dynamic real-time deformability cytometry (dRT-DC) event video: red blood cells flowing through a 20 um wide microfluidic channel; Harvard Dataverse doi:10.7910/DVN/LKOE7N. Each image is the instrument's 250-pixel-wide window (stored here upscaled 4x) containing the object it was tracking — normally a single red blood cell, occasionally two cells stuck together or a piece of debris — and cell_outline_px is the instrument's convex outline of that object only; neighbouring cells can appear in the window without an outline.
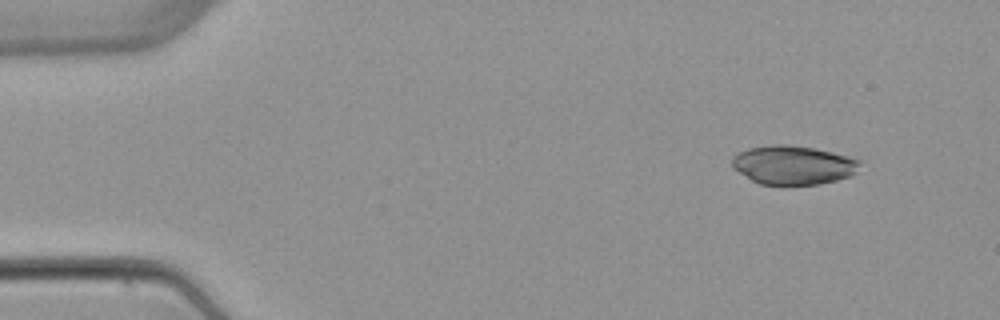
{"species": "common noctule bat (a hibernating species)", "species_latin": "Nyctalus noctula", "temperature_condition": "warm", "stored_images_in_passage": 4, "segment_of_instrument_passage": [1, 2], "camera_frame_rate_fps": 3000, "um_per_image_px": 0.085, "animal": {"sex": "female", "body_mass_g": 22.7, "forearm_length_mm": 54.2}, "frame": {"image": 1, "passage_image": 1, "time_ms": 0.0, "image_size_px": [1000, 320], "cell_outline_px": [[860, 164], [856, 172], [852, 176], [820, 184], [760, 184], [752, 180], [732, 168], [732, 156], [748, 148], [772, 144], [788, 144], [816, 148], [832, 152], [860, 160]], "centroid_in_image_um": [67.41, 14.01], "position_along_channel_um": 17.6, "area_um2": 28.96}}
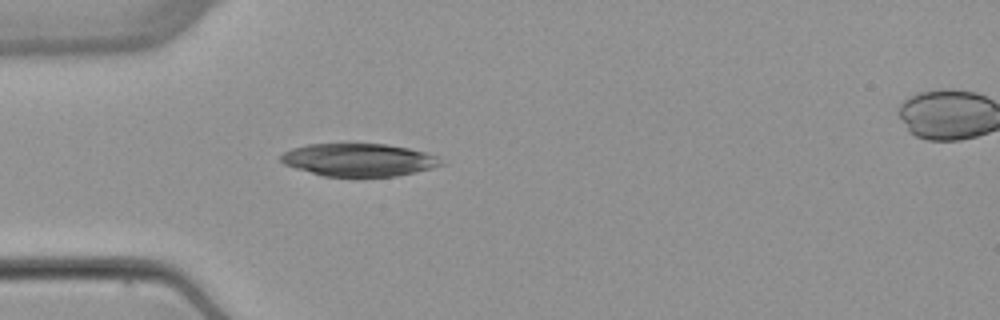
{"frame": {"image": 2, "passage_image": 3, "time_ms": 3.333, "image_size_px": [1000, 320], "cell_outline_px": [[444, 164], [432, 168], [416, 172], [396, 176], [324, 176], [296, 168], [284, 164], [280, 160], [280, 156], [284, 152], [292, 148], [308, 144], [348, 140], [388, 144], [408, 148], [424, 152], [436, 156]], "centroid_in_image_um": [30.46, 13.53], "position_along_channel_um": 54.5, "area_um2": 31.5}}